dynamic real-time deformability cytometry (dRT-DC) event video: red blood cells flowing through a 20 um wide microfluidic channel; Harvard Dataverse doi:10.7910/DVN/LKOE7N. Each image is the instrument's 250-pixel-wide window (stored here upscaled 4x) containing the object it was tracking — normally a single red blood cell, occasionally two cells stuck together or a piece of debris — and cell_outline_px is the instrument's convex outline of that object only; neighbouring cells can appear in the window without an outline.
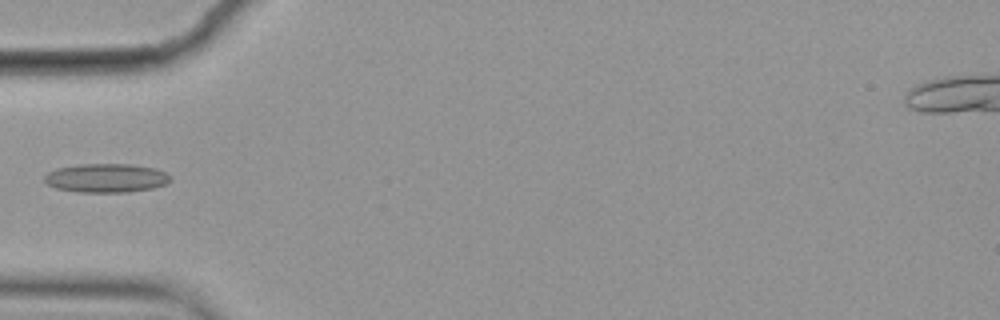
{"species": "common noctule bat (a hibernating species)", "species_latin": "Nyctalus noctula", "temperature_condition": "cold", "stored_images_in_passage": 7, "camera_frame_rate_fps": 3000, "um_per_image_px": 0.085, "animal": {"sex": "female", "body_mass_g": 19.9}, "frame": {"image": 1, "passage_image": 5, "time_ms": 1.333, "image_size_px": [1000, 320], "cell_outline_px": [[172, 180], [164, 184], [152, 188], [128, 192], [76, 192], [56, 188], [48, 184], [44, 180], [44, 176], [48, 172], [56, 168], [80, 164], [132, 164], [156, 168], [172, 176]], "centroid_in_image_um": [9.03, 15.13], "position_along_channel_um": 76.0, "area_um2": 21.27}}
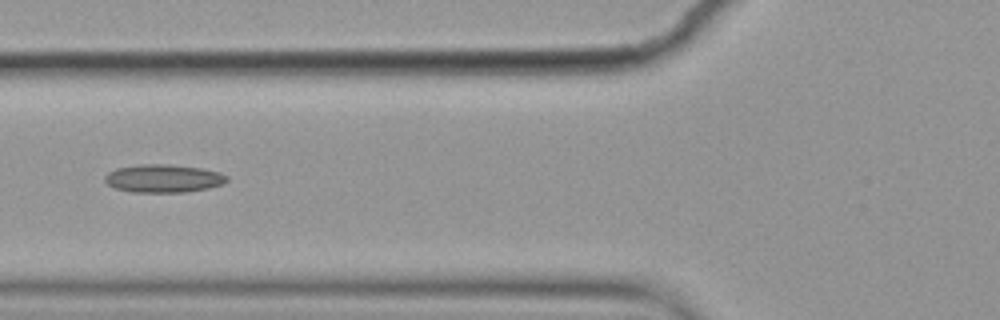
{"frame": {"image": 2, "passage_image": 6, "time_ms": 1.667, "image_size_px": [1000, 320], "cell_outline_px": [[228, 180], [224, 184], [208, 188], [188, 192], [132, 192], [116, 188], [108, 184], [104, 180], [104, 176], [108, 172], [116, 168], [140, 164], [168, 164], [200, 168], [220, 172], [228, 176]], "centroid_in_image_um": [13.9, 15.16], "position_along_channel_um": 111.9, "area_um2": 20.06}}
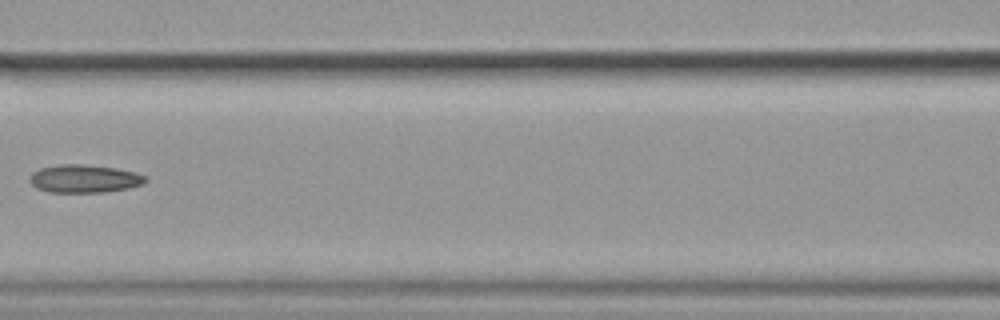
{"frame": {"image": 3, "passage_image": 7, "time_ms": 2.0, "image_size_px": [1000, 320], "cell_outline_px": [[148, 180], [144, 184], [128, 188], [104, 192], [48, 192], [36, 188], [28, 180], [32, 172], [40, 168], [60, 164], [80, 164], [116, 168], [148, 176]], "centroid_in_image_um": [7.16, 15.19], "position_along_channel_um": 159.4, "area_um2": 18.96}}